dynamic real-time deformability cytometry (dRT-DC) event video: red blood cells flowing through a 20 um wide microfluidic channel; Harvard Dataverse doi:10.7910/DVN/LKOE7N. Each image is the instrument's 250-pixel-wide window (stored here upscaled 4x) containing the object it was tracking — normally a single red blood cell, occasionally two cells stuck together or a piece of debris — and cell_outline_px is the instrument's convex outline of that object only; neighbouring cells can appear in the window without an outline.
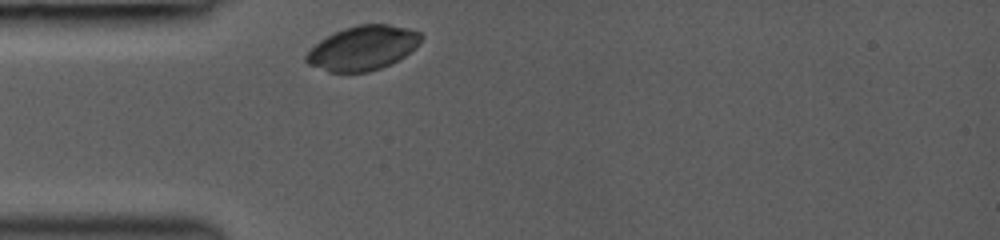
{"species": "common noctule bat (a hibernating species)", "species_latin": "Nyctalus noctula", "temperature_condition": "room temperature", "stored_images_in_passage": 28, "camera_frame_rate_fps": 3000, "um_per_image_px": 0.085, "animal": {"sex": "female", "body_mass_g": 19.0, "forearm_length_mm": 53.3}, "frame": {"image": 1, "passage_image": 1, "time_ms": 0.0, "image_size_px": [1000, 240], "cell_outline_px": [[424, 36], [420, 44], [404, 56], [392, 64], [368, 72], [328, 72], [308, 64], [304, 60], [304, 56], [320, 40], [344, 28], [360, 24], [388, 24], [408, 28], [420, 32]], "centroid_in_image_um": [30.86, 4.08], "position_along_channel_um": 54.1, "area_um2": 29.71}}
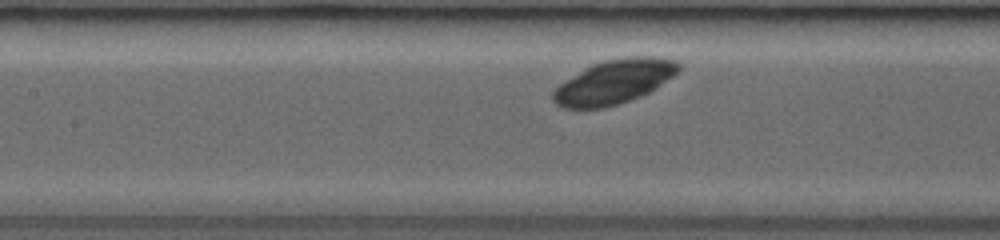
{"frame": {"image": 2, "passage_image": 9, "time_ms": 2.667, "image_size_px": [1000, 240], "cell_outline_px": [[680, 68], [672, 76], [656, 88], [640, 96], [604, 108], [564, 108], [556, 104], [552, 100], [552, 92], [564, 80], [592, 64], [604, 60], [624, 56], [656, 56], [676, 60], [680, 64]], "centroid_in_image_um": [52.19, 6.93], "position_along_channel_um": 155.2, "area_um2": 32.19}}
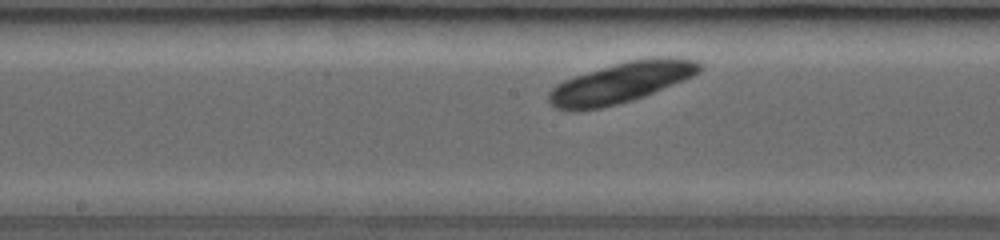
{"frame": {"image": 3, "passage_image": 12, "time_ms": 3.667, "image_size_px": [1000, 240], "cell_outline_px": [[704, 68], [700, 72], [684, 80], [644, 96], [632, 100], [600, 108], [572, 112], [556, 108], [548, 100], [548, 92], [556, 84], [572, 76], [628, 60], [652, 56], [676, 56], [696, 60], [704, 64]], "centroid_in_image_um": [52.82, 7.0], "position_along_channel_um": 195.4, "area_um2": 36.18}}